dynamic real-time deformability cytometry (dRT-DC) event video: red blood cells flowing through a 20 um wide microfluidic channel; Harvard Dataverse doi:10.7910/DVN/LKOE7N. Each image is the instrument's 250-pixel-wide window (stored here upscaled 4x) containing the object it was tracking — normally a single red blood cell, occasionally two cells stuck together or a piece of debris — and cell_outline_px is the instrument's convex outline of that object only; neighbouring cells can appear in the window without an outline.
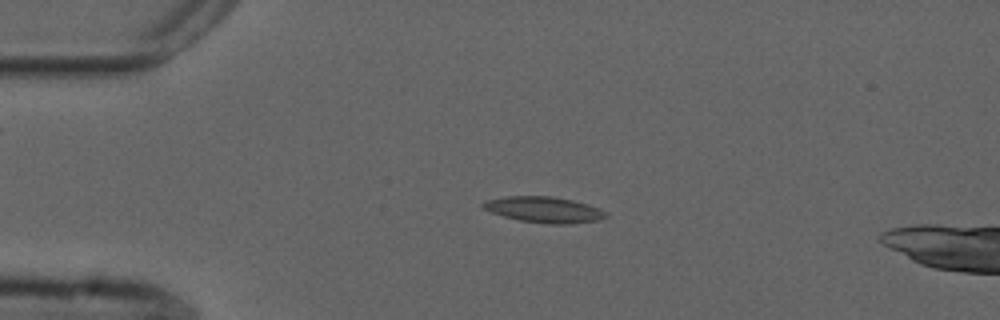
{"species": "common noctule bat (a hibernating species)", "species_latin": "Nyctalus noctula", "temperature_condition": "cold", "stored_images_in_passage": 22, "camera_frame_rate_fps": 3000, "um_per_image_px": 0.085, "animal": {"sex": "male", "forearm_length_mm": 52.5}, "frame": {"image": 1, "passage_image": 12, "time_ms": 3.667, "image_size_px": [1000, 320], "cell_outline_px": [[608, 216], [600, 220], [572, 224], [548, 224], [520, 220], [504, 216], [492, 212], [484, 208], [480, 204], [484, 200], [508, 196], [552, 196], [572, 200], [588, 204], [608, 212]], "centroid_in_image_um": [46.28, 17.82], "position_along_channel_um": 38.7, "area_um2": 18.61}}
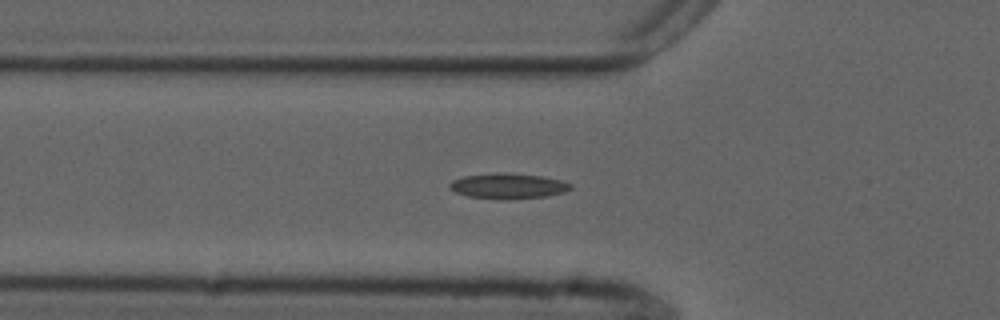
{"frame": {"image": 2, "passage_image": 18, "time_ms": 5.667, "image_size_px": [1000, 320], "cell_outline_px": [[572, 188], [564, 192], [548, 196], [468, 196], [456, 192], [448, 188], [448, 184], [452, 180], [464, 176], [496, 172], [504, 172], [540, 176], [560, 180], [572, 184]], "centroid_in_image_um": [43.17, 15.74], "position_along_channel_um": 82.6, "area_um2": 16.88}}
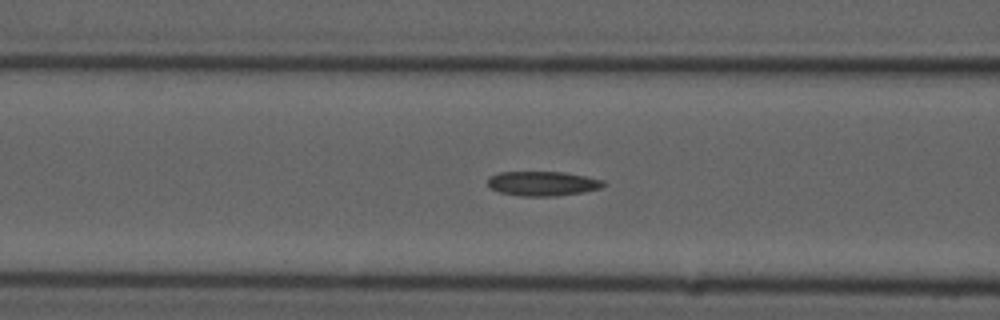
{"frame": {"image": 3, "passage_image": 21, "time_ms": 6.667, "image_size_px": [1000, 320], "cell_outline_px": [[604, 184], [600, 188], [584, 192], [556, 196], [520, 196], [500, 192], [492, 188], [488, 184], [488, 176], [500, 172], [564, 172], [604, 180]], "centroid_in_image_um": [46.11, 15.6], "position_along_channel_um": 120.5, "area_um2": 16.47}}